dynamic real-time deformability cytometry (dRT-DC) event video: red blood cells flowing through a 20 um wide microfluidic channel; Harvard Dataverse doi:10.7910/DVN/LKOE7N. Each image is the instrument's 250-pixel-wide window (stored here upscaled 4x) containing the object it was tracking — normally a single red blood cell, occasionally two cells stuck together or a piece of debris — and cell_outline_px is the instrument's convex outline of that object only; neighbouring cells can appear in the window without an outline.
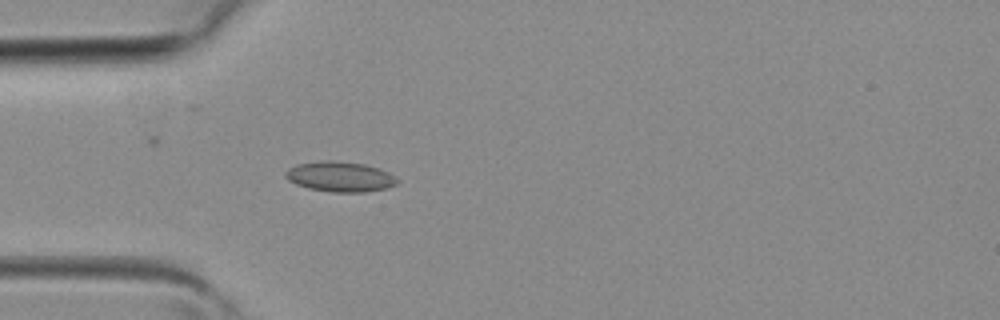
{"species": "common noctule bat (a hibernating species)", "species_latin": "Nyctalus noctula", "temperature_condition": "room temperature", "stored_images_in_passage": 4, "camera_frame_rate_fps": 3000, "um_per_image_px": 0.085, "animal": {"sex": "female", "body_mass_g": 19.3, "forearm_length_mm": 54.1}, "frame": {"image": 1, "passage_image": 4, "time_ms": 1.0, "image_size_px": [1000, 320], "cell_outline_px": [[400, 180], [396, 184], [388, 188], [364, 192], [332, 192], [308, 188], [296, 184], [288, 180], [284, 176], [284, 172], [288, 168], [296, 164], [324, 160], [332, 160], [364, 164], [380, 168], [396, 176]], "centroid_in_image_um": [28.91, 15.01], "position_along_channel_um": 56.1, "area_um2": 19.88}}